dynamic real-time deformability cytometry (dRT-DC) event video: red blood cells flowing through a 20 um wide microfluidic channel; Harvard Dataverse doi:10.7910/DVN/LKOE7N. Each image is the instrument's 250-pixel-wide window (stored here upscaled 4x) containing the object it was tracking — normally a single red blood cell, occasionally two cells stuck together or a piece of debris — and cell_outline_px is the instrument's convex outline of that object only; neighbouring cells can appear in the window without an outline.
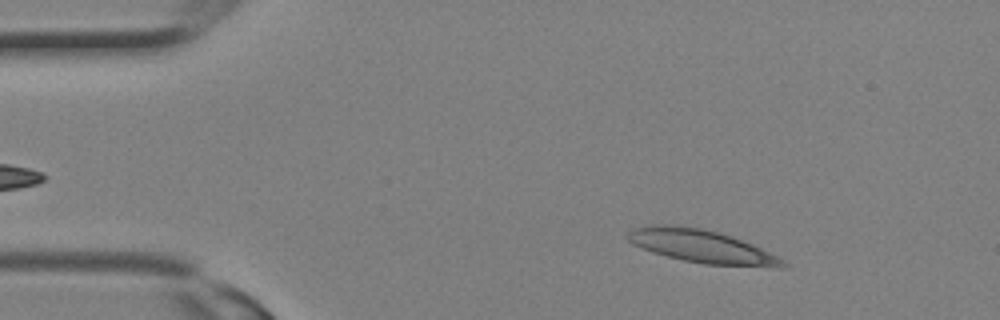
{"species": "Egyptian fruit bat (a non-hibernating species)", "species_latin": "Rousettus aegyptiacus", "temperature_condition": "room temperature", "stored_images_in_passage": 7, "camera_frame_rate_fps": 3000, "um_per_image_px": 0.085, "animal": {"sex": "female"}, "frame": {"image": 1, "passage_image": 3, "time_ms": 0.667, "image_size_px": [1000, 320], "cell_outline_px": [[788, 264], [784, 268], [780, 268], [704, 264], [684, 260], [652, 252], [632, 244], [624, 236], [632, 228], [652, 224], [672, 224], [700, 228], [716, 232], [752, 244], [784, 260]], "centroid_in_image_um": [59.59, 20.94], "position_along_channel_um": 25.4, "area_um2": 29.77}}
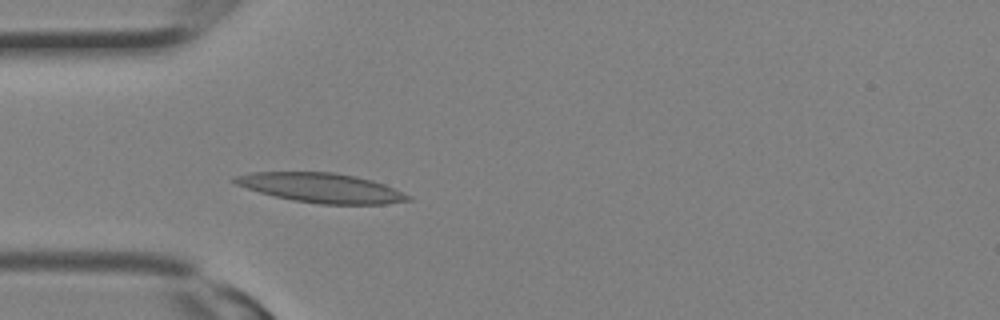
{"frame": {"image": 2, "passage_image": 7, "time_ms": 2.0, "image_size_px": [1000, 320], "cell_outline_px": [[412, 200], [384, 204], [320, 204], [292, 200], [260, 192], [236, 184], [232, 180], [236, 176], [252, 172], [336, 172], [356, 176], [372, 180], [384, 184], [412, 196]], "centroid_in_image_um": [27.36, 15.96], "position_along_channel_um": 57.6, "area_um2": 29.65}}